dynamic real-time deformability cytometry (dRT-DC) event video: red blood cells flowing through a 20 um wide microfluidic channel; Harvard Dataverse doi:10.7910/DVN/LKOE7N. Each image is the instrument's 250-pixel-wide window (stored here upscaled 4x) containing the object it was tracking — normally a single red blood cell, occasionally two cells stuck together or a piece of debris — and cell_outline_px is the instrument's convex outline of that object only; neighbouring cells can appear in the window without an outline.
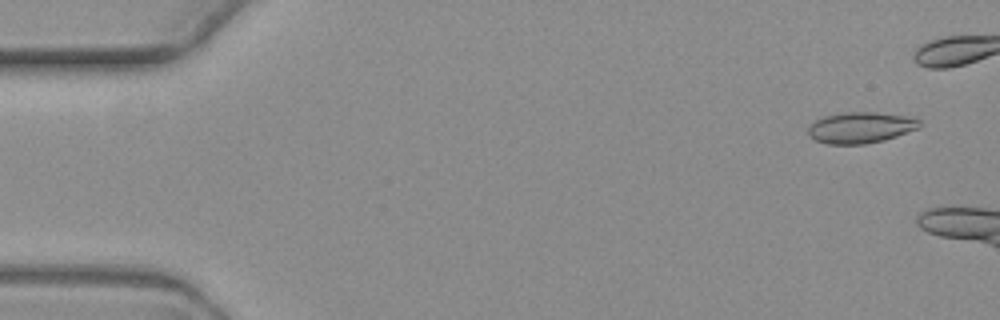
{"species": "common noctule bat (a hibernating species)", "species_latin": "Nyctalus noctula", "temperature_condition": "warm", "stored_images_in_passage": 3, "camera_frame_rate_fps": 3000, "um_per_image_px": 0.085, "animal": {"sex": "female", "body_mass_g": 19.3, "forearm_length_mm": 54.1}, "frame": {"image": 1, "passage_image": 1, "time_ms": 0.0, "image_size_px": [1000, 320], "cell_outline_px": [[920, 124], [916, 128], [896, 136], [884, 140], [864, 144], [828, 144], [816, 140], [808, 136], [808, 124], [824, 116], [848, 112], [876, 112], [904, 116], [920, 120]], "centroid_in_image_um": [73.08, 10.85], "position_along_channel_um": 11.9, "area_um2": 19.94}}